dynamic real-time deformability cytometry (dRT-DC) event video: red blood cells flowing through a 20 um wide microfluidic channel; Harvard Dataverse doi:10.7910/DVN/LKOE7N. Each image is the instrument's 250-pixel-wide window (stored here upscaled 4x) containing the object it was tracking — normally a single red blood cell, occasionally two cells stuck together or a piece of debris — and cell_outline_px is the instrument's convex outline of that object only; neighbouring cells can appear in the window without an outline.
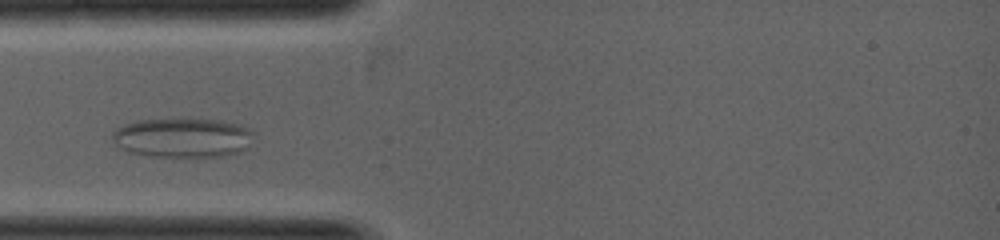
{"species": "common noctule bat (a hibernating species)", "species_latin": "Nyctalus noctula", "temperature_condition": "warm", "stored_images_in_passage": 6, "camera_frame_rate_fps": 5000, "um_per_image_px": 0.085, "animal": {"sex": "female", "body_mass_g": 19.0, "forearm_length_mm": 53.3}, "frame": {"image": 1, "passage_image": 3, "time_ms": 0.8, "image_size_px": [1000, 240], "cell_outline_px": [[252, 132], [248, 148], [240, 152], [224, 156], [148, 156], [128, 152], [116, 148], [112, 136], [112, 132], [116, 128], [124, 124], [136, 120], [184, 116], [220, 120], [240, 124]], "centroid_in_image_um": [15.46, 11.66], "position_along_channel_um": 69.5, "area_um2": 33.58}}
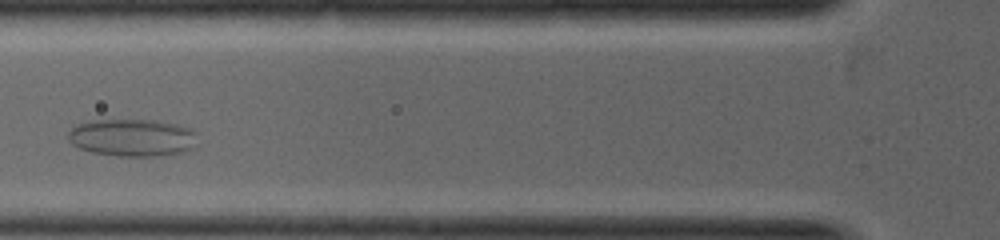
{"frame": {"image": 2, "passage_image": 4, "time_ms": 1.4, "image_size_px": [1000, 240], "cell_outline_px": [[196, 148], [184, 152], [152, 156], [116, 156], [92, 152], [80, 148], [72, 144], [68, 140], [68, 132], [76, 124], [88, 120], [156, 120], [176, 124], [192, 128], [196, 132]], "centroid_in_image_um": [11.26, 11.69], "position_along_channel_um": 114.5, "area_um2": 28.55}}
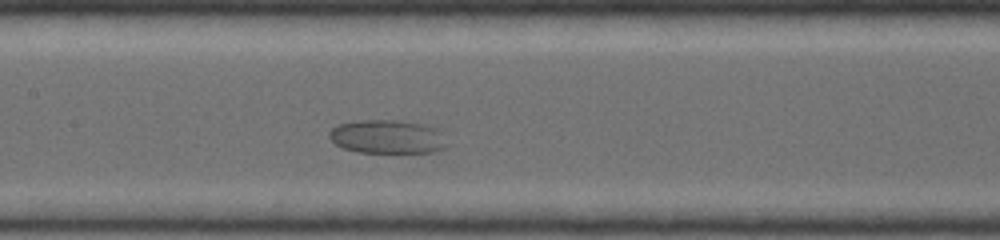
{"frame": {"image": 3, "passage_image": 6, "time_ms": 2.2, "image_size_px": [1000, 240], "cell_outline_px": [[448, 144], [444, 148], [432, 152], [360, 152], [344, 148], [336, 144], [328, 136], [328, 132], [336, 124], [360, 120], [400, 120], [424, 124], [436, 128], [440, 132]], "centroid_in_image_um": [32.91, 11.61], "position_along_channel_um": 174.5, "area_um2": 23.12}}